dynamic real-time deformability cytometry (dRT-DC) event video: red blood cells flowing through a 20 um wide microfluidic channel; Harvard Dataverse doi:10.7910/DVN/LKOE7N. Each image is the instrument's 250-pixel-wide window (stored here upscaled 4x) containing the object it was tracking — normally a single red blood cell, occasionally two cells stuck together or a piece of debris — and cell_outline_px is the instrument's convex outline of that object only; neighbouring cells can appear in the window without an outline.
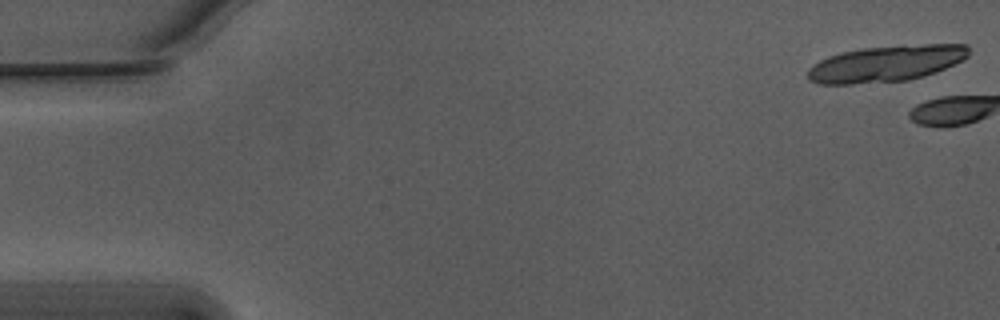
{"species": "Egyptian fruit bat (a non-hibernating species)", "species_latin": "Rousettus aegyptiacus", "temperature_condition": "warm", "stored_images_in_passage": 3, "camera_frame_rate_fps": 3000, "um_per_image_px": 0.085, "animal": {"sex": "male"}, "frame": {"image": 1, "passage_image": 1, "time_ms": 0.0, "image_size_px": [1000, 320], "cell_outline_px": [[968, 56], [964, 60], [936, 72], [924, 76], [908, 80], [852, 84], [820, 84], [808, 80], [808, 68], [812, 64], [828, 56], [840, 52], [864, 48], [904, 44], [968, 44]], "centroid_in_image_um": [75.32, 5.39], "position_along_channel_um": 9.7, "area_um2": 34.33}}